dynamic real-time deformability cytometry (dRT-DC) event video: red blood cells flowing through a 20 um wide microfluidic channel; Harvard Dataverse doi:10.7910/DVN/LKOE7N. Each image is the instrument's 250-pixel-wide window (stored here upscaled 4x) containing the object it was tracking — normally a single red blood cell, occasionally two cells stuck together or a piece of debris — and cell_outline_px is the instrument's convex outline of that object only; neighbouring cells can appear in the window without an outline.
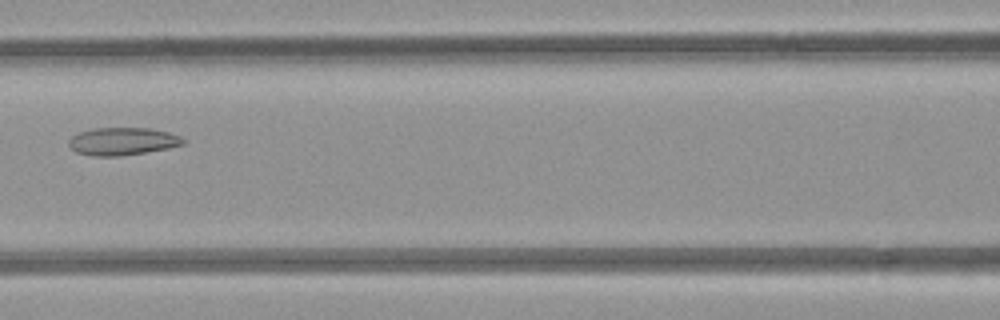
{"species": "common noctule bat (a hibernating species)", "species_latin": "Nyctalus noctula", "temperature_condition": "room temperature", "stored_images_in_passage": 7, "camera_frame_rate_fps": 3000, "um_per_image_px": 0.085, "animal": {"sex": "female", "body_mass_g": 21.9}, "frame": {"image": 1, "passage_image": 6, "time_ms": 5.667, "image_size_px": [1000, 320], "cell_outline_px": [[188, 140], [184, 144], [168, 148], [120, 156], [92, 156], [76, 152], [68, 144], [68, 140], [72, 136], [80, 132], [92, 128], [152, 128], [168, 132], [180, 136]], "centroid_in_image_um": [10.43, 12.01], "position_along_channel_um": 156.2, "area_um2": 18.5}}
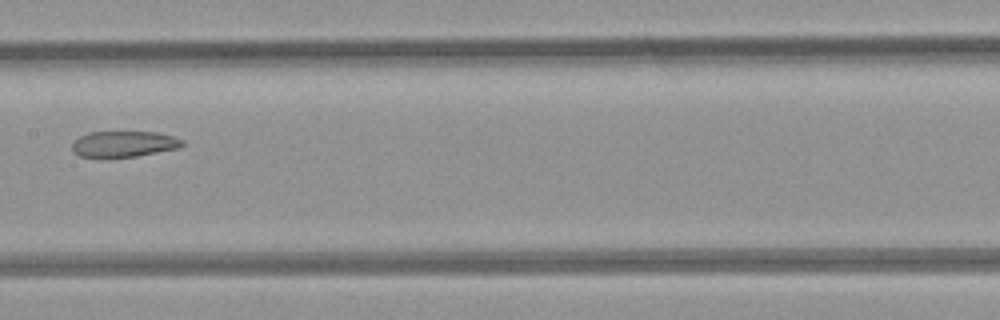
{"frame": {"image": 2, "passage_image": 7, "time_ms": 6.667, "image_size_px": [1000, 320], "cell_outline_px": [[184, 144], [180, 148], [136, 156], [80, 156], [72, 148], [72, 144], [80, 136], [88, 132], [156, 132], [172, 136], [184, 140]], "centroid_in_image_um": [10.59, 12.22], "position_along_channel_um": 196.8, "area_um2": 16.3}}